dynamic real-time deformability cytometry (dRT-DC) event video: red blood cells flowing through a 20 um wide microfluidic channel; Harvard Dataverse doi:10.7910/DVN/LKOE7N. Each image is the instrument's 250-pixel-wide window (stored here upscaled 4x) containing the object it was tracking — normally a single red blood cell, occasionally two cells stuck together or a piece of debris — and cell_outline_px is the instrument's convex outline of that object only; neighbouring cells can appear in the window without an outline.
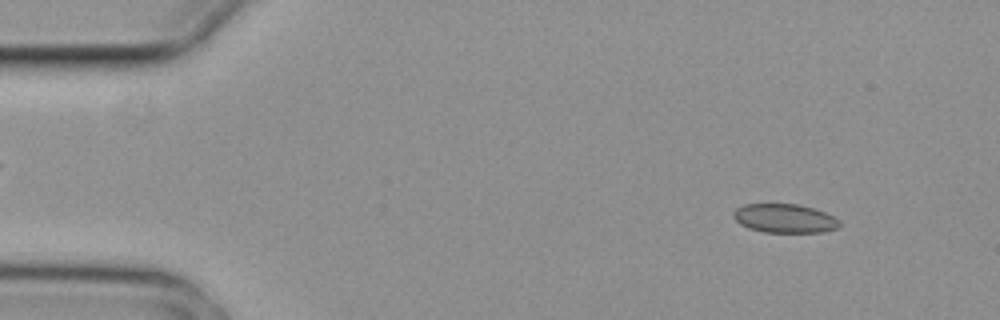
{"species": "common noctule bat (a hibernating species)", "species_latin": "Nyctalus noctula", "temperature_condition": "cold", "stored_images_in_passage": 7, "camera_frame_rate_fps": 3000, "um_per_image_px": 0.085, "animal": {"sex": "female", "body_mass_g": 29.2, "forearm_length_mm": 56.3}, "frame": {"image": 1, "passage_image": 1, "time_ms": 0.0, "image_size_px": [1000, 320], "cell_outline_px": [[840, 224], [836, 228], [820, 232], [764, 232], [748, 228], [740, 224], [732, 216], [732, 212], [736, 208], [744, 204], [800, 204], [824, 212], [840, 220]], "centroid_in_image_um": [66.65, 18.55], "position_along_channel_um": 18.3, "area_um2": 17.8}}
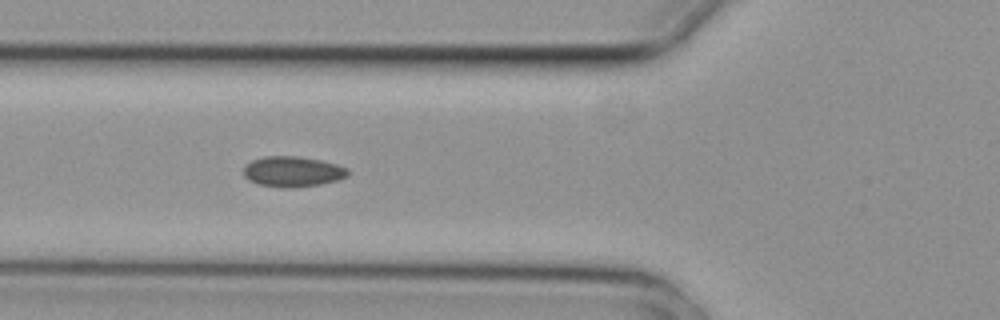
{"frame": {"image": 2, "passage_image": 5, "time_ms": 1.333, "image_size_px": [1000, 320], "cell_outline_px": [[348, 176], [340, 180], [320, 184], [292, 188], [280, 188], [256, 184], [248, 180], [244, 176], [244, 168], [252, 160], [264, 156], [296, 156], [320, 160], [336, 164], [348, 168]], "centroid_in_image_um": [24.88, 14.6], "position_along_channel_um": 100.9, "area_um2": 18.67}}
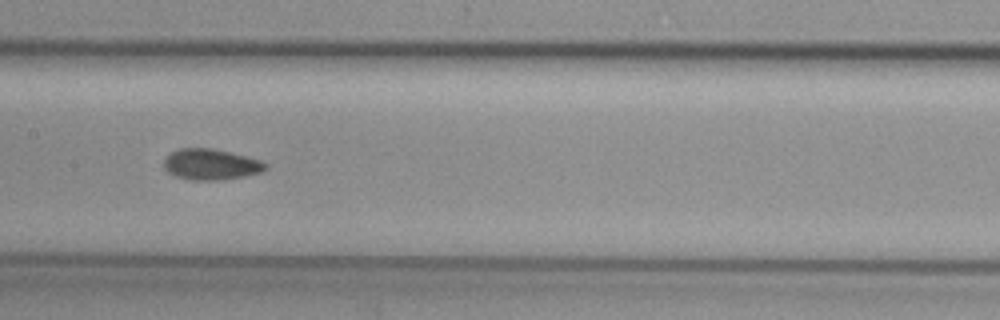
{"frame": {"image": 3, "passage_image": 7, "time_ms": 2.0, "image_size_px": [1000, 320], "cell_outline_px": [[268, 168], [260, 172], [244, 176], [220, 180], [192, 180], [176, 176], [168, 172], [164, 168], [164, 160], [172, 152], [180, 148], [212, 148], [248, 156], [264, 160], [268, 164]], "centroid_in_image_um": [17.98, 13.97], "position_along_channel_um": 189.4, "area_um2": 18.38}}